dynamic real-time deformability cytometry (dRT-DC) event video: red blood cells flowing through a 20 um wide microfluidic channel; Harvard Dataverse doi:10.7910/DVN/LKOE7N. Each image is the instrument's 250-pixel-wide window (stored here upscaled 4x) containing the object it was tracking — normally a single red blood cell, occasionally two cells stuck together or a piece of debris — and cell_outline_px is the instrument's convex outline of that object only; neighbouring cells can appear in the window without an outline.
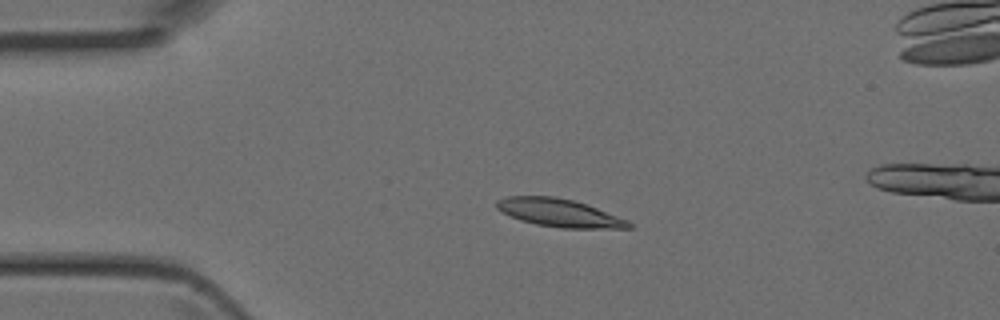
{"species": "Egyptian fruit bat (a non-hibernating species)", "species_latin": "Rousettus aegyptiacus", "temperature_condition": "room temperature", "stored_images_in_passage": 3, "camera_frame_rate_fps": 3000, "um_per_image_px": 0.085, "animal": {"sex": "female"}, "frame": {"image": 1, "passage_image": 2, "time_ms": 0.333, "image_size_px": [1000, 320], "cell_outline_px": [[632, 228], [560, 228], [536, 224], [520, 220], [496, 208], [496, 200], [508, 196], [556, 196], [588, 204], [628, 220], [632, 224]], "centroid_in_image_um": [47.56, 18.08], "position_along_channel_um": 37.4, "area_um2": 21.5}}